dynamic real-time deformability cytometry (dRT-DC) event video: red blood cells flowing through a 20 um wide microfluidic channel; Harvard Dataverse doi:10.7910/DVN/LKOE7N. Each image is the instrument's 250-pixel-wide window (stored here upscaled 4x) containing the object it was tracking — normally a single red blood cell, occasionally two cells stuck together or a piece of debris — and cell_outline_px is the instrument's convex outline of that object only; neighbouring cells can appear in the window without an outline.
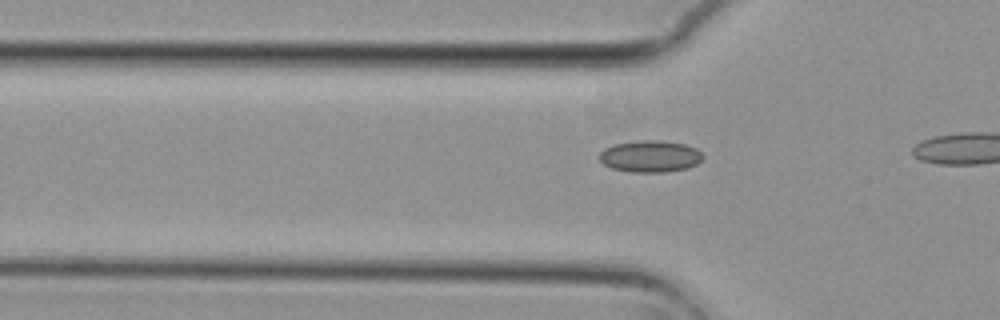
{"species": "common noctule bat (a hibernating species)", "species_latin": "Nyctalus noctula", "temperature_condition": "cold", "stored_images_in_passage": 16, "camera_frame_rate_fps": 3000, "um_per_image_px": 0.085, "animal": {"sex": "female", "body_mass_g": 29.2, "forearm_length_mm": 56.3}, "frame": {"image": 1, "passage_image": 14, "time_ms": 4.333, "image_size_px": [1000, 320], "cell_outline_px": [[704, 156], [696, 164], [688, 168], [664, 172], [632, 172], [612, 168], [604, 164], [600, 160], [600, 152], [604, 148], [616, 144], [644, 140], [656, 140], [684, 144], [696, 148]], "centroid_in_image_um": [55.27, 13.29], "position_along_channel_um": 70.5, "area_um2": 18.9}}